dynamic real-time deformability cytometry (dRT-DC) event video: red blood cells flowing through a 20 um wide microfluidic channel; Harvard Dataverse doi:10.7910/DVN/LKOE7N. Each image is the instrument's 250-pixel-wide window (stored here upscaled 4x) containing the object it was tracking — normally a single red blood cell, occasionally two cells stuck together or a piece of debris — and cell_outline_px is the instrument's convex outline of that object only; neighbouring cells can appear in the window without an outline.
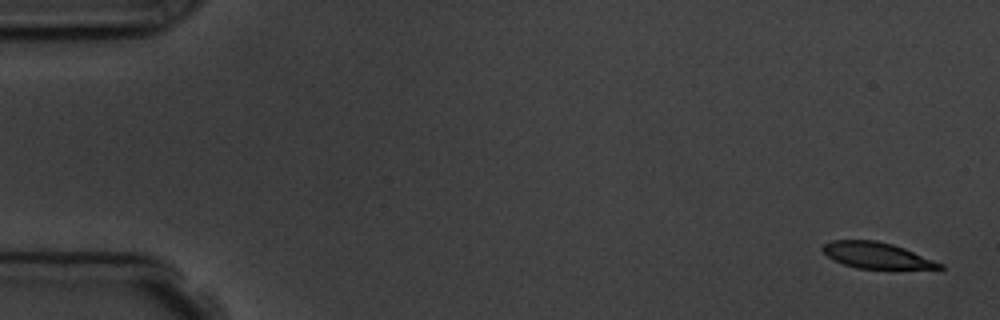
{"species": "common noctule bat (a hibernating species)", "species_latin": "Nyctalus noctula", "temperature_condition": "room temperature", "stored_images_in_passage": 6, "camera_frame_rate_fps": 3000, "um_per_image_px": 0.085, "animal": {"sex": "male", "body_mass_g": 19.5, "forearm_length_mm": 54.6}, "frame": {"image": 1, "passage_image": 1, "time_ms": 0.0, "image_size_px": [1000, 320], "cell_outline_px": [[944, 268], [940, 272], [856, 268], [844, 264], [828, 256], [820, 248], [824, 244], [832, 240], [876, 240], [892, 244], [904, 248], [944, 264]], "centroid_in_image_um": [74.7, 21.77], "position_along_channel_um": 10.3, "area_um2": 18.67}}
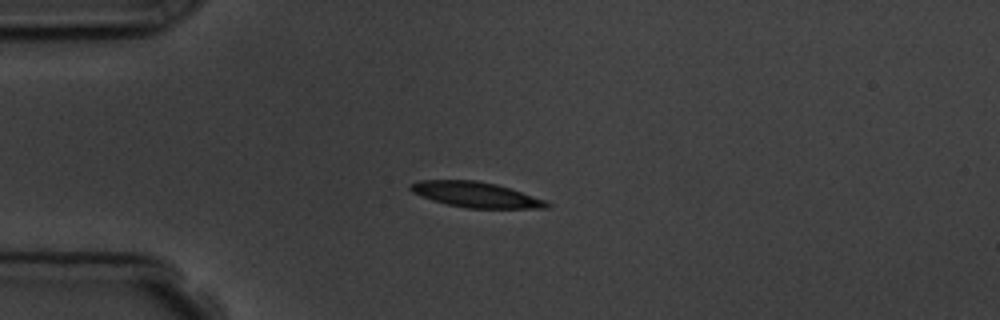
{"frame": {"image": 2, "passage_image": 4, "time_ms": 4.0, "image_size_px": [1000, 320], "cell_outline_px": [[552, 204], [548, 208], [468, 208], [448, 204], [432, 200], [420, 196], [412, 192], [408, 188], [408, 184], [420, 180], [476, 180], [496, 184], [544, 200]], "centroid_in_image_um": [40.38, 16.54], "position_along_channel_um": 44.6, "area_um2": 20.0}}